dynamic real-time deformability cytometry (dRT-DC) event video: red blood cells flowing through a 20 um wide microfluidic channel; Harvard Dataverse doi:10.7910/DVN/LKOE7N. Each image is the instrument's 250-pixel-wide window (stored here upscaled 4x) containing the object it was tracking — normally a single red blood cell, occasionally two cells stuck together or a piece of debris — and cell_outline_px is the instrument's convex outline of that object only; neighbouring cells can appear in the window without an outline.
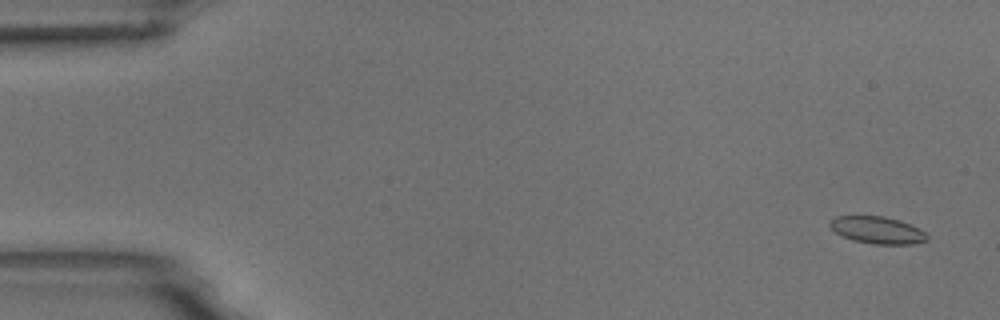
{"species": "common noctule bat (a hibernating species)", "species_latin": "Nyctalus noctula", "temperature_condition": "room temperature", "stored_images_in_passage": 6, "camera_frame_rate_fps": 3000, "um_per_image_px": 0.085, "animal": {"sex": "male", "body_mass_g": 18.8}, "frame": {"image": 1, "passage_image": 1, "time_ms": 0.0, "image_size_px": [1000, 320], "cell_outline_px": [[928, 240], [912, 244], [872, 244], [852, 240], [840, 236], [828, 224], [836, 216], [884, 216], [900, 220], [920, 228], [928, 236]], "centroid_in_image_um": [74.59, 19.56], "position_along_channel_um": 10.4, "area_um2": 15.43}}
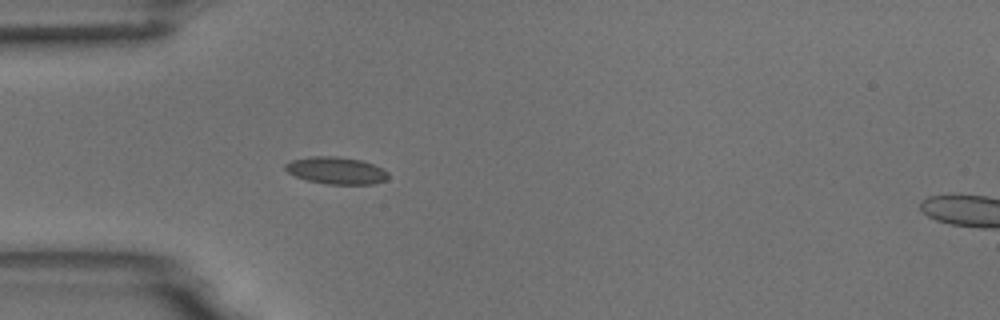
{"frame": {"image": 2, "passage_image": 5, "time_ms": 1.333, "image_size_px": [1000, 320], "cell_outline_px": [[388, 180], [372, 184], [324, 184], [308, 180], [296, 176], [288, 172], [284, 168], [284, 164], [292, 160], [308, 156], [336, 156], [364, 160], [384, 168], [388, 172]], "centroid_in_image_um": [28.61, 14.48], "position_along_channel_um": 56.4, "area_um2": 16.53}}